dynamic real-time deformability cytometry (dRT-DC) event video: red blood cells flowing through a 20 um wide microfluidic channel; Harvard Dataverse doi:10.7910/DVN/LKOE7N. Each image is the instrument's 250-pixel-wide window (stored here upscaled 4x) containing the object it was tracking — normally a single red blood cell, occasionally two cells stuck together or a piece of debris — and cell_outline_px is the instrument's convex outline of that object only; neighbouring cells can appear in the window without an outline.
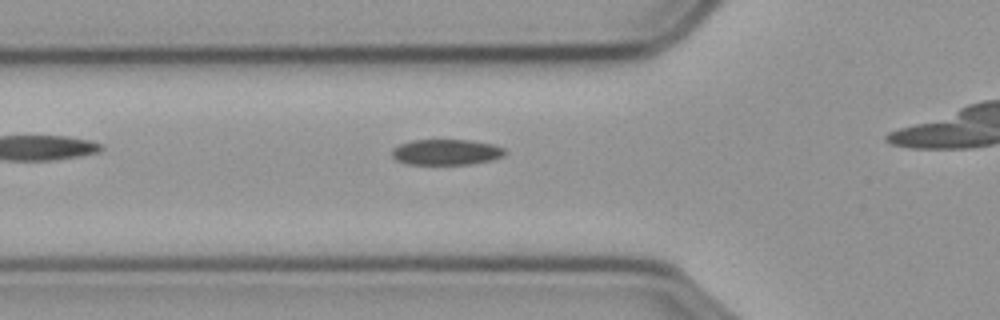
{"species": "common noctule bat (a hibernating species)", "species_latin": "Nyctalus noctula", "temperature_condition": "cold", "stored_images_in_passage": 9, "camera_frame_rate_fps": 3000, "um_per_image_px": 0.085, "animal": {"sex": "male", "body_mass_g": 23.1, "forearm_length_mm": 52.7}, "frame": {"image": 1, "passage_image": 4, "time_ms": 1.0, "image_size_px": [1000, 320], "cell_outline_px": [[508, 152], [504, 156], [492, 160], [472, 164], [408, 164], [396, 160], [392, 156], [392, 148], [400, 144], [412, 140], [472, 140], [492, 144], [504, 148]], "centroid_in_image_um": [37.96, 12.93], "position_along_channel_um": 87.8, "area_um2": 17.05}}
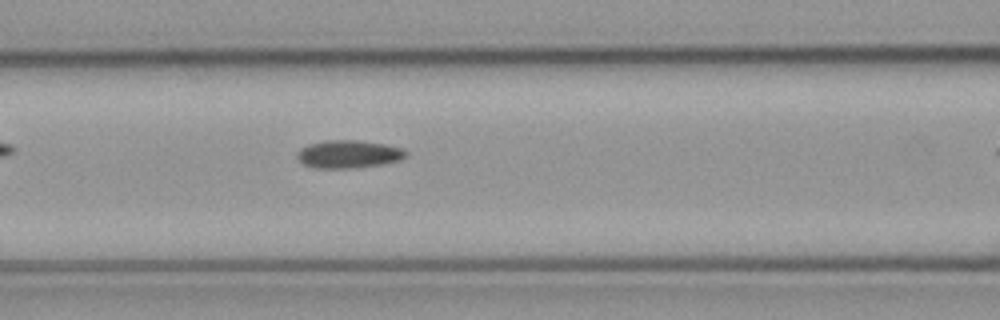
{"frame": {"image": 2, "passage_image": 8, "time_ms": 2.333, "image_size_px": [1000, 320], "cell_outline_px": [[408, 152], [400, 160], [380, 164], [356, 168], [312, 168], [304, 164], [296, 156], [296, 152], [300, 148], [308, 144], [324, 140], [356, 140], [384, 144], [400, 148]], "centroid_in_image_um": [29.56, 13.1], "position_along_channel_um": 137.0, "area_um2": 17.63}}